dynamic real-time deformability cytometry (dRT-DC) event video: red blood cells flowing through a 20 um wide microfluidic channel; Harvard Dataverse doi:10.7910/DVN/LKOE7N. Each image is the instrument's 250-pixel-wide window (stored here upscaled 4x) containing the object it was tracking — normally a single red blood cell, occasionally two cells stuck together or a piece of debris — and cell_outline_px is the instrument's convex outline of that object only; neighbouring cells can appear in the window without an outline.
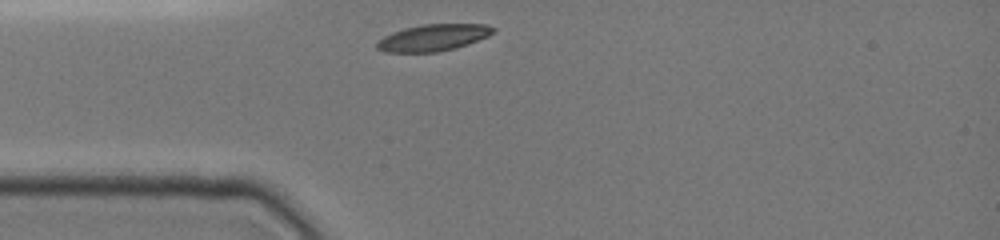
{"species": "common noctule bat (a hibernating species)", "species_latin": "Nyctalus noctula", "temperature_condition": "cold", "stored_images_in_passage": 22, "camera_frame_rate_fps": 3000, "um_per_image_px": 0.085, "animal": {"sex": "female", "body_mass_g": 19.0, "forearm_length_mm": 51.5}, "frame": {"image": 1, "passage_image": 1, "time_ms": 0.0, "image_size_px": [1000, 240], "cell_outline_px": [[496, 32], [488, 36], [468, 44], [456, 48], [436, 52], [384, 52], [376, 48], [376, 44], [384, 36], [392, 32], [404, 28], [424, 24], [484, 24], [496, 28]], "centroid_in_image_um": [36.84, 3.2], "position_along_channel_um": 48.2, "area_um2": 18.09}}
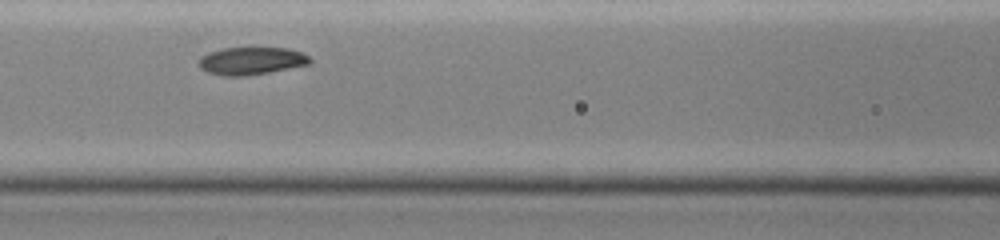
{"frame": {"image": 2, "passage_image": 9, "time_ms": 2.667, "image_size_px": [1000, 240], "cell_outline_px": [[312, 60], [308, 64], [268, 72], [244, 76], [224, 76], [208, 72], [200, 68], [196, 64], [200, 56], [208, 52], [224, 48], [252, 44], [288, 48], [300, 52], [308, 56]], "centroid_in_image_um": [21.31, 5.11], "position_along_channel_um": 145.3, "area_um2": 18.73}}
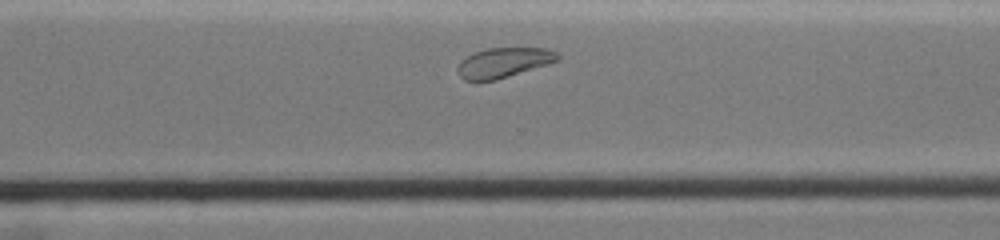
{"frame": {"image": 3, "passage_image": 21, "time_ms": 7.333, "image_size_px": [1000, 240], "cell_outline_px": [[560, 60], [548, 64], [496, 80], [464, 80], [460, 76], [456, 68], [460, 60], [476, 52], [488, 48], [548, 48], [560, 52]], "centroid_in_image_um": [42.85, 5.31], "position_along_channel_um": 327.8, "area_um2": 17.46}}